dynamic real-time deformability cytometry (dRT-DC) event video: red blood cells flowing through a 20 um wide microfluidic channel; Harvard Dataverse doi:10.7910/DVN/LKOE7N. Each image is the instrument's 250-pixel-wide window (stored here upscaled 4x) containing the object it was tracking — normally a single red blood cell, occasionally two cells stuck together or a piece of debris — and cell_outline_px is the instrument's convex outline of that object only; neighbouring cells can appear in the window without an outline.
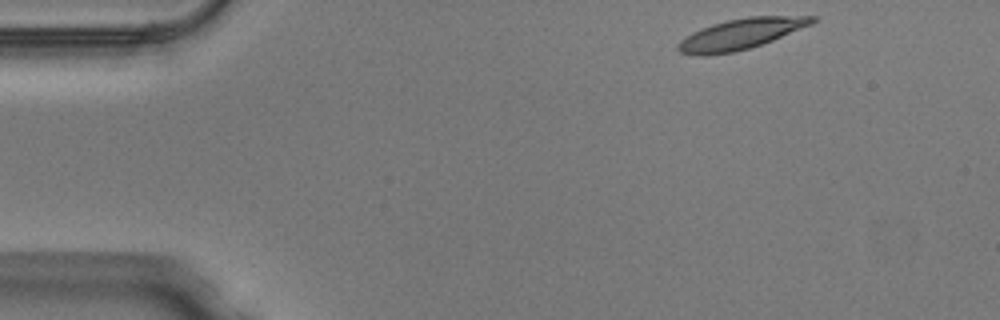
{"species": "Egyptian fruit bat (a non-hibernating species)", "species_latin": "Rousettus aegyptiacus", "temperature_condition": "warm", "stored_images_in_passage": 7, "camera_frame_rate_fps": 3000, "um_per_image_px": 0.085, "animal": {"sex": "male"}, "frame": {"image": 1, "passage_image": 1, "time_ms": 0.0, "image_size_px": [1000, 320], "cell_outline_px": [[816, 20], [812, 24], [772, 40], [736, 52], [708, 56], [700, 56], [680, 52], [676, 48], [676, 44], [680, 40], [692, 32], [700, 28], [712, 24], [728, 20], [748, 16], [816, 16]], "centroid_in_image_um": [62.91, 2.9], "position_along_channel_um": 22.1, "area_um2": 23.93}}